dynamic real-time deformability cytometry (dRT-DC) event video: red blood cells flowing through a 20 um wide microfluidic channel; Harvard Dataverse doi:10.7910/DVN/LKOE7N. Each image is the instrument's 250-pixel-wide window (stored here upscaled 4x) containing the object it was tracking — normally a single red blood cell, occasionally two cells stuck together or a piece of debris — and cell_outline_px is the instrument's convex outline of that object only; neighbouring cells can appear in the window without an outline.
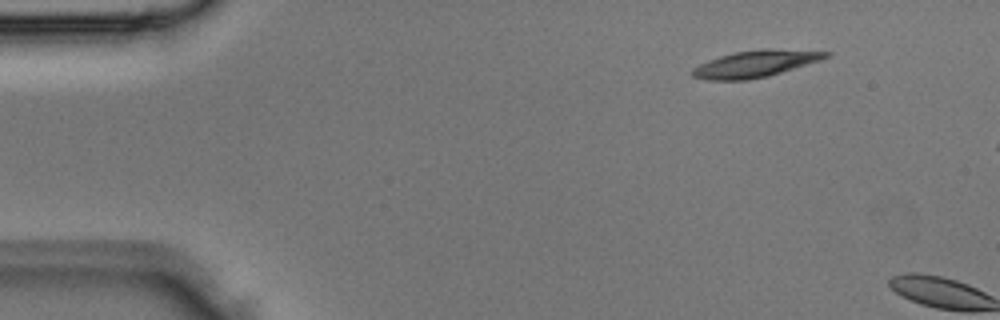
{"species": "Egyptian fruit bat (a non-hibernating species)", "species_latin": "Rousettus aegyptiacus", "temperature_condition": "room temperature", "stored_images_in_passage": 2, "camera_frame_rate_fps": 3000, "um_per_image_px": 0.085, "animal": {"sex": "male"}, "frame": {"image": 1, "passage_image": 1, "time_ms": 0.0, "image_size_px": [1000, 320], "cell_outline_px": [[832, 52], [828, 56], [820, 60], [768, 76], [748, 80], [708, 80], [692, 76], [692, 68], [708, 60], [732, 52], [764, 48], [768, 48]], "centroid_in_image_um": [64.18, 5.41], "position_along_channel_um": 20.8, "area_um2": 20.69}}